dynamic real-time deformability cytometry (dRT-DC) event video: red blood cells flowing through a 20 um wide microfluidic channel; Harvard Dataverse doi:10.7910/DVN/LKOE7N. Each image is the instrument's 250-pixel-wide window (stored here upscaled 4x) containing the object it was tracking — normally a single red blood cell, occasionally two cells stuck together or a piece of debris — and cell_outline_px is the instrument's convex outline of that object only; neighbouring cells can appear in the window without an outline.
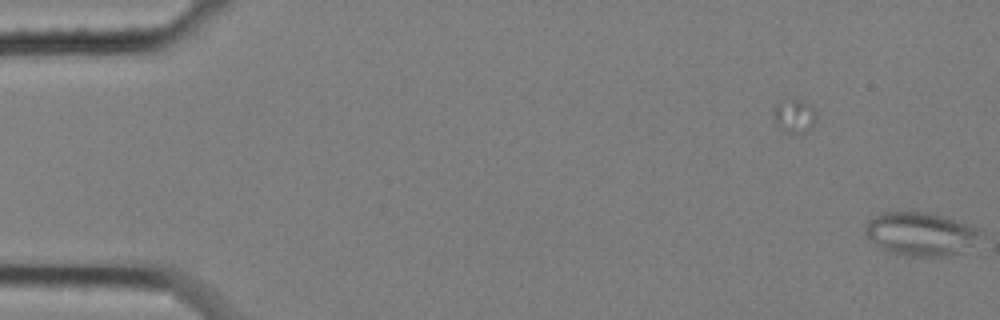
{"species": "common noctule bat (a hibernating species)", "species_latin": "Nyctalus noctula", "temperature_condition": "cold", "stored_images_in_passage": 7, "camera_frame_rate_fps": 3000, "um_per_image_px": 0.085, "animal": {"sex": "female", "body_mass_g": 25.1}, "frame": {"image": 1, "passage_image": 7, "time_ms": 2.0, "image_size_px": [1000, 320], "cell_outline_px": [[984, 236], [956, 252], [944, 256], [896, 256], [880, 248], [864, 232], [864, 228], [868, 220], [880, 212], [928, 212], [944, 216], [980, 228], [984, 232]], "centroid_in_image_um": [78.22, 19.87], "position_along_channel_um": 6.8, "area_um2": 29.19}}